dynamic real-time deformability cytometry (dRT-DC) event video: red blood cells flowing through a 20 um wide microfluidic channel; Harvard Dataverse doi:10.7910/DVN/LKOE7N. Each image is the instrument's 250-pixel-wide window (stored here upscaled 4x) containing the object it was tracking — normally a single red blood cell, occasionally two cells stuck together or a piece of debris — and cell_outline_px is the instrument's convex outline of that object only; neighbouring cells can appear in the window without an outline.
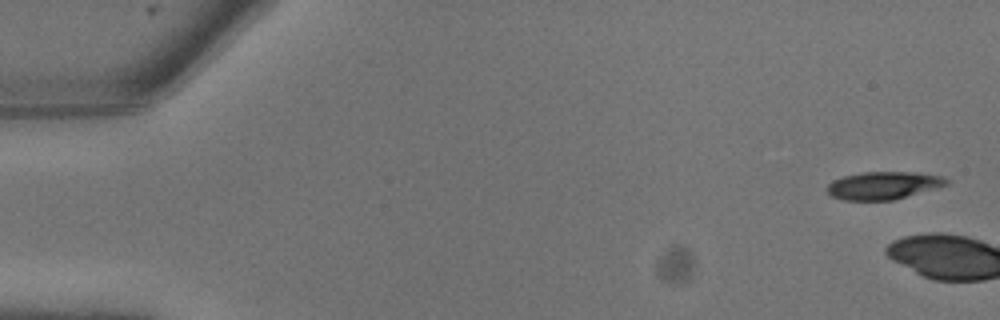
{"species": "common noctule bat (a hibernating species)", "species_latin": "Nyctalus noctula", "temperature_condition": "warm", "stored_images_in_passage": 2, "camera_frame_rate_fps": 3000, "um_per_image_px": 0.085, "animal": {"sex": "male", "body_mass_g": 13.3}, "frame": {"image": 1, "passage_image": 1, "time_ms": 0.0, "image_size_px": [1000, 320], "cell_outline_px": [[948, 184], [892, 200], [844, 200], [832, 196], [828, 192], [828, 184], [832, 180], [844, 176], [864, 172], [916, 172], [940, 176], [948, 180]], "centroid_in_image_um": [75.05, 15.76], "position_along_channel_um": 9.9, "area_um2": 18.9}}